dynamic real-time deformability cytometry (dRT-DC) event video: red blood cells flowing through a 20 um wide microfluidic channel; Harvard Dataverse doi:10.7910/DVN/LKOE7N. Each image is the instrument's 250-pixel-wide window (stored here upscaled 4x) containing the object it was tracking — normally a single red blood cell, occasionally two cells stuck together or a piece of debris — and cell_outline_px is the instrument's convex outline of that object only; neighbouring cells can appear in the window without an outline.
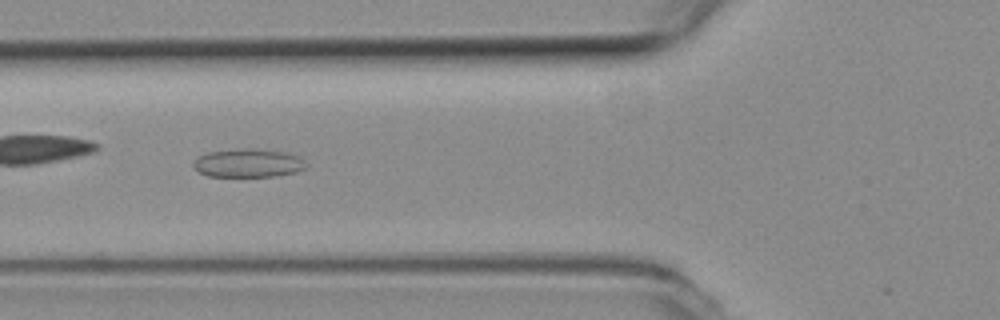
{"species": "common noctule bat (a hibernating species)", "species_latin": "Nyctalus noctula", "temperature_condition": "room temperature", "stored_images_in_passage": 34, "camera_frame_rate_fps": 3000, "um_per_image_px": 0.085, "animal": {"sex": "female", "body_mass_g": 19.3, "forearm_length_mm": 54.1}, "frame": {"image": 1, "passage_image": 10, "time_ms": 3.0, "image_size_px": [1000, 320], "cell_outline_px": [[308, 164], [304, 168], [296, 172], [276, 176], [208, 176], [200, 172], [192, 164], [200, 156], [208, 152], [248, 148], [252, 148], [288, 152], [300, 156]], "centroid_in_image_um": [21.17, 13.85], "position_along_channel_um": 104.6, "area_um2": 18.61}}
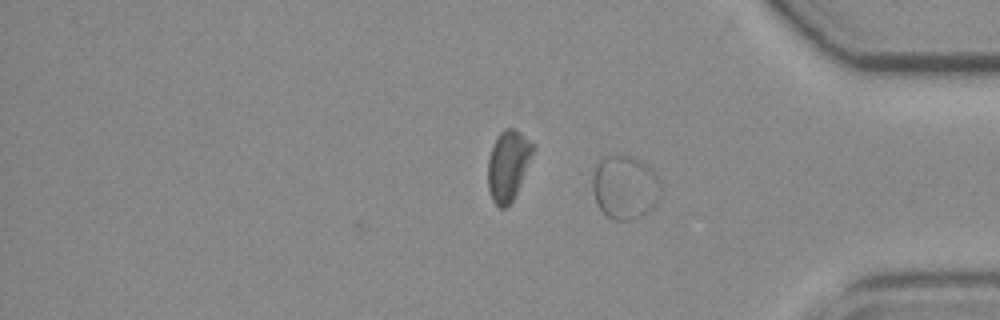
{"frame": {"image": 2, "passage_image": 34, "time_ms": 11.0, "image_size_px": [1000, 320], "cell_outline_px": [[660, 200], [652, 208], [640, 216], [628, 220], [612, 220], [596, 204], [592, 188], [592, 176], [596, 164], [600, 156], [632, 156], [640, 160], [652, 168], [660, 180]], "centroid_in_image_um": [53.11, 15.9], "position_along_channel_um": 382.1, "area_um2": 25.66}}